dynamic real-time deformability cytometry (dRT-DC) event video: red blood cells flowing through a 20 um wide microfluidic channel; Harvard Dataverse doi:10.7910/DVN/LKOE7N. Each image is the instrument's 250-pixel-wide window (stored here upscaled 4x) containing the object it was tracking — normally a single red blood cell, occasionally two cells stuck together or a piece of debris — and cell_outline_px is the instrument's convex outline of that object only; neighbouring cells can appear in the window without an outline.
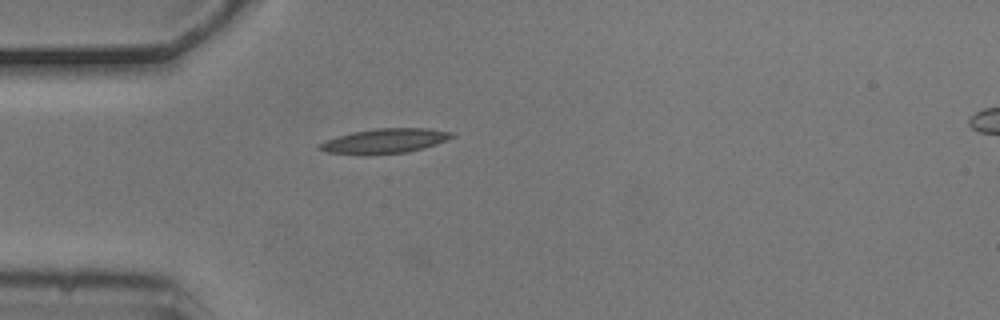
{"species": "common noctule bat (a hibernating species)", "species_latin": "Nyctalus noctula", "temperature_condition": "cold", "stored_images_in_passage": 4, "camera_frame_rate_fps": 3000, "um_per_image_px": 0.085, "animal": {"sex": "male", "body_mass_g": 20.5, "forearm_length_mm": 52.5}, "frame": {"image": 1, "passage_image": 4, "time_ms": 1.0, "image_size_px": [1000, 320], "cell_outline_px": [[456, 136], [436, 144], [424, 148], [408, 152], [368, 156], [360, 156], [328, 152], [316, 148], [316, 144], [324, 140], [352, 132], [376, 128], [428, 128], [456, 132]], "centroid_in_image_um": [32.68, 12.0], "position_along_channel_um": 52.3, "area_um2": 19.71}}